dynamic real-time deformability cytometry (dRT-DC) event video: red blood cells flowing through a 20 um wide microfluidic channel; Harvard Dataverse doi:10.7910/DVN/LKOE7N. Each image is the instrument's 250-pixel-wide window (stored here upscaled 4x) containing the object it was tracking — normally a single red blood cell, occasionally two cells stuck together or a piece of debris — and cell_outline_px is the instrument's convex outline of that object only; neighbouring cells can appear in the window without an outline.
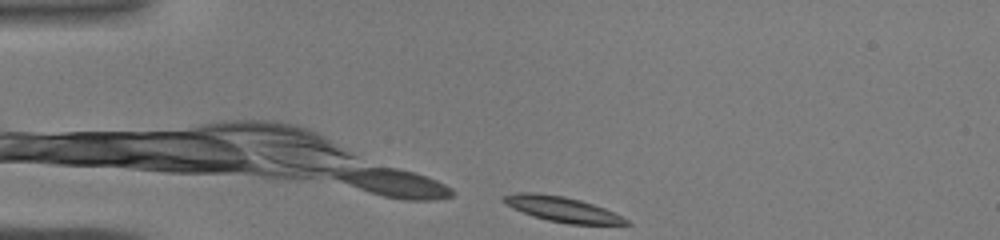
{"species": "common noctule bat (a hibernating species)", "species_latin": "Nyctalus noctula", "temperature_condition": "warm", "stored_images_in_passage": 22, "camera_frame_rate_fps": 3000, "um_per_image_px": 0.085, "animal": {"sex": "male", "body_mass_g": 19.0, "forearm_length_mm": 50.8}, "frame": {"image": 1, "passage_image": 1, "time_ms": 0.0, "image_size_px": [1000, 240], "cell_outline_px": [[632, 224], [568, 224], [548, 220], [512, 208], [504, 204], [500, 200], [504, 196], [516, 192], [532, 192], [564, 196], [580, 200], [604, 208], [628, 220]], "centroid_in_image_um": [47.74, 17.77], "position_along_channel_um": 37.3, "area_um2": 17.69}}
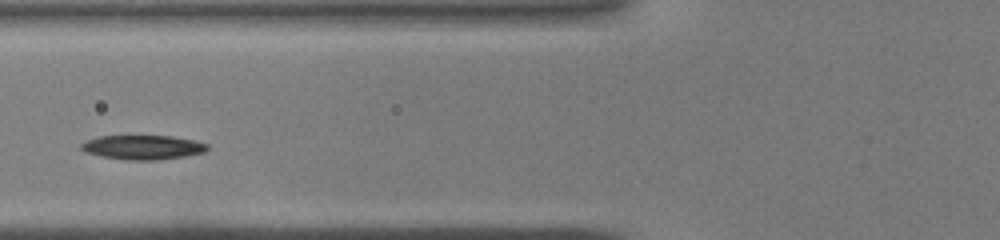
{"frame": {"image": 2, "passage_image": 9, "time_ms": 2.667, "image_size_px": [1000, 240], "cell_outline_px": [[208, 148], [204, 152], [184, 156], [156, 160], [128, 160], [100, 156], [84, 152], [80, 148], [80, 144], [88, 140], [100, 136], [172, 136], [192, 140], [208, 144]], "centroid_in_image_um": [12.11, 12.52], "position_along_channel_um": 113.7, "area_um2": 17.74}}
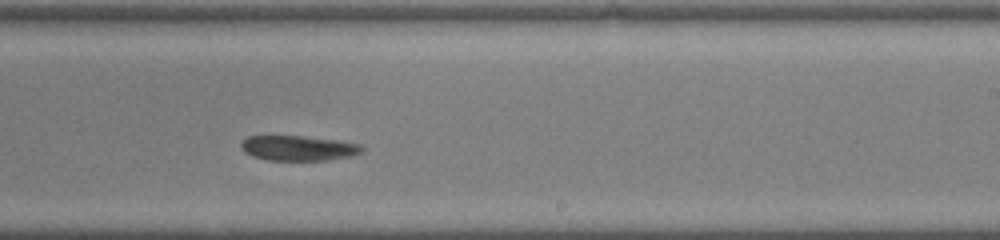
{"frame": {"image": 3, "passage_image": 19, "time_ms": 6.0, "image_size_px": [1000, 240], "cell_outline_px": [[364, 148], [360, 152], [352, 156], [328, 160], [268, 160], [252, 156], [244, 152], [240, 144], [248, 136], [300, 136], [336, 140], [360, 144]], "centroid_in_image_um": [25.35, 12.59], "position_along_channel_um": 263.6, "area_um2": 17.51}}